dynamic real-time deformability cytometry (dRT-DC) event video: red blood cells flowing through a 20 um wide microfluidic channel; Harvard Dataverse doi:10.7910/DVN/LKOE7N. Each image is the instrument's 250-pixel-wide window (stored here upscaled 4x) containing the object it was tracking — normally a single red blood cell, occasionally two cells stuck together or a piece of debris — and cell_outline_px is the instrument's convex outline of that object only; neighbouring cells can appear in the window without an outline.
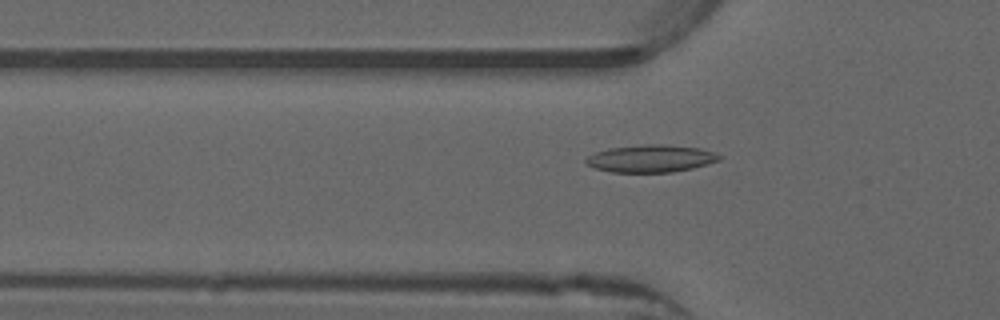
{"species": "common noctule bat (a hibernating species)", "species_latin": "Nyctalus noctula", "temperature_condition": "warm", "stored_images_in_passage": 49, "camera_frame_rate_fps": 3000, "um_per_image_px": 0.085, "animal": {"sex": "male", "forearm_length_mm": 52.5}, "frame": {"image": 1, "passage_image": 14, "time_ms": 4.333, "image_size_px": [1000, 320], "cell_outline_px": [[720, 160], [708, 164], [692, 168], [672, 172], [612, 172], [596, 168], [588, 164], [584, 160], [588, 156], [596, 152], [608, 148], [644, 144], [664, 144], [700, 148], [716, 152], [720, 156]], "centroid_in_image_um": [55.35, 13.46], "position_along_channel_um": 70.5, "area_um2": 21.27}}
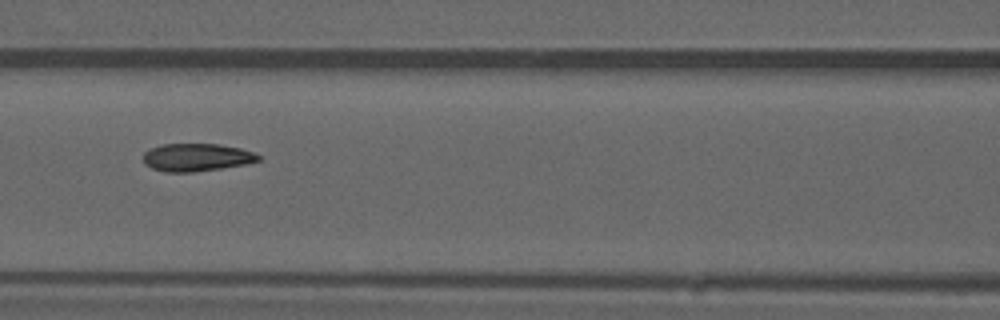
{"frame": {"image": 2, "passage_image": 20, "time_ms": 6.333, "image_size_px": [1000, 320], "cell_outline_px": [[260, 160], [244, 164], [220, 168], [192, 172], [164, 172], [152, 168], [144, 164], [144, 152], [148, 148], [160, 144], [220, 144], [240, 148], [252, 152], [260, 156]], "centroid_in_image_um": [16.65, 13.37], "position_along_channel_um": 149.9, "area_um2": 18.61}}
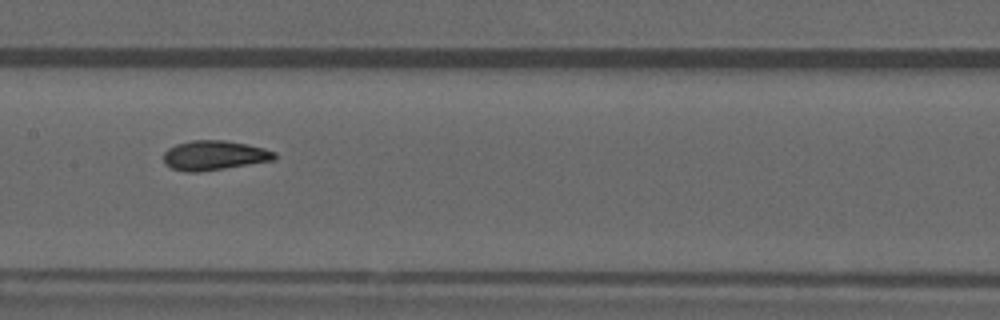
{"frame": {"image": 3, "passage_image": 23, "time_ms": 7.333, "image_size_px": [1000, 320], "cell_outline_px": [[276, 156], [272, 160], [200, 172], [184, 172], [172, 168], [164, 164], [164, 152], [168, 148], [176, 144], [192, 140], [224, 140], [248, 144], [264, 148], [276, 152]], "centroid_in_image_um": [18.17, 13.2], "position_along_channel_um": 189.2, "area_um2": 19.07}, "authors_computed_cell_mechanics": {"area_um2": 19.074, "velocity_mm_per_s": 3.9498, "shape_relaxation_time_tau1_ms": 4.1473, "shape_relaxation_time_tau2_ms": 1.1233, "deformation_change_tau1": 0.1606, "deformation_change_tau2": 0.0712}}